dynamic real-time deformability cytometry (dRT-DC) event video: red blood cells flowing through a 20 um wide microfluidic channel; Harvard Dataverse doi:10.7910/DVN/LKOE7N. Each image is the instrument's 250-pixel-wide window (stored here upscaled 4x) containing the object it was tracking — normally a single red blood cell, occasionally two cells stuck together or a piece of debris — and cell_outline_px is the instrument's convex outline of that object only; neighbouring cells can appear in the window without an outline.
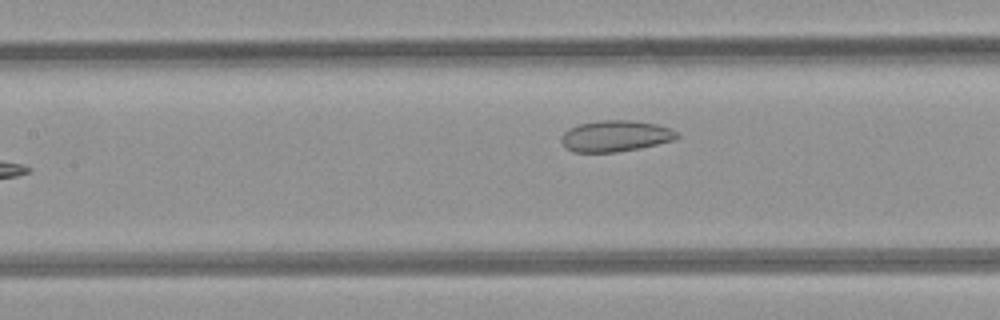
{"species": "common noctule bat (a hibernating species)", "species_latin": "Nyctalus noctula", "temperature_condition": "room temperature", "stored_images_in_passage": 11, "camera_frame_rate_fps": 3000, "um_per_image_px": 0.085, "animal": {"sex": "female", "body_mass_g": 21.9}, "frame": {"image": 1, "passage_image": 8, "time_ms": 9.0, "image_size_px": [1000, 320], "cell_outline_px": [[680, 136], [676, 140], [640, 148], [616, 152], [572, 152], [564, 148], [560, 140], [564, 132], [568, 128], [580, 124], [596, 120], [628, 120], [656, 124], [672, 128], [680, 132]], "centroid_in_image_um": [52.33, 11.56], "position_along_channel_um": 155.1, "area_um2": 21.39}}
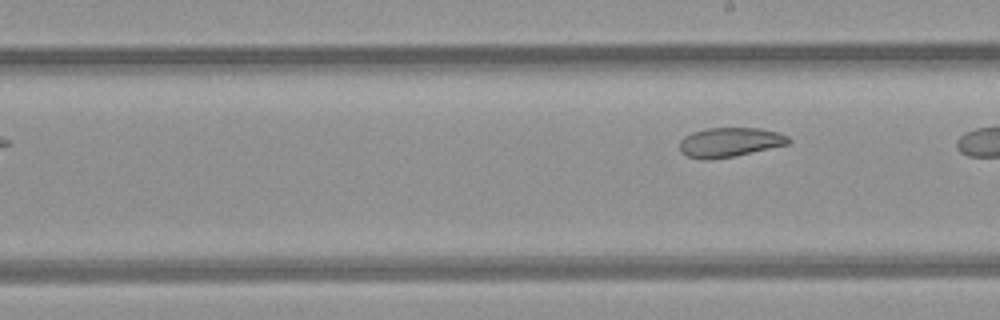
{"frame": {"image": 2, "passage_image": 11, "time_ms": 12.333, "image_size_px": [1000, 320], "cell_outline_px": [[792, 140], [788, 144], [732, 156], [708, 160], [704, 160], [688, 156], [680, 152], [680, 140], [684, 136], [692, 132], [708, 128], [760, 128], [780, 132], [788, 136]], "centroid_in_image_um": [62.02, 12.08], "position_along_channel_um": 227.0, "area_um2": 18.61}}